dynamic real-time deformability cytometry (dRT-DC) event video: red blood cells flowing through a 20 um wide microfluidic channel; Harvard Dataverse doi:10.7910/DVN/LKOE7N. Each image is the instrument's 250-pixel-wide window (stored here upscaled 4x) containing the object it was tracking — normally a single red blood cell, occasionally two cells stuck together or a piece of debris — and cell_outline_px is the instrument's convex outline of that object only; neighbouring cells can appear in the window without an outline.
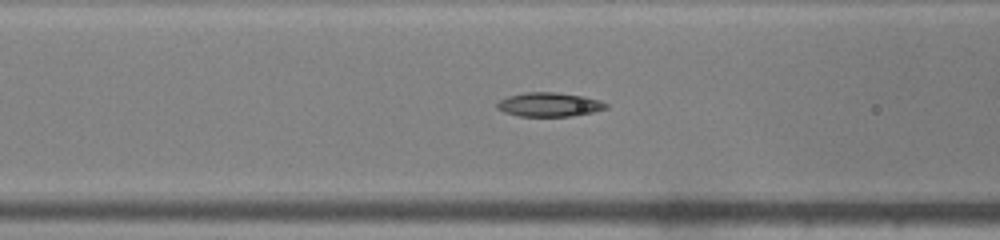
{"species": "common noctule bat (a hibernating species)", "species_latin": "Nyctalus noctula", "temperature_condition": "warm", "stored_images_in_passage": 37, "segment_of_instrument_passage": [1, 2], "camera_frame_rate_fps": 3000, "um_per_image_px": 0.085, "animal": {"sex": "male", "body_mass_g": 19.0, "forearm_length_mm": 50.8}, "frame": {"image": 1, "passage_image": 8, "time_ms": 2.333, "image_size_px": [1000, 240], "cell_outline_px": [[608, 108], [592, 112], [572, 116], [520, 116], [504, 112], [496, 108], [496, 104], [500, 100], [508, 96], [524, 92], [556, 92], [584, 96], [600, 100], [608, 104]], "centroid_in_image_um": [46.69, 8.88], "position_along_channel_um": 119.9, "area_um2": 15.32}}
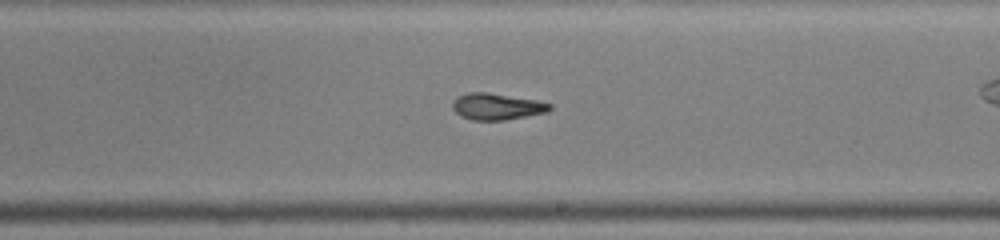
{"frame": {"image": 2, "passage_image": 17, "time_ms": 5.333, "image_size_px": [1000, 240], "cell_outline_px": [[552, 108], [548, 112], [504, 120], [472, 120], [460, 116], [452, 108], [452, 104], [456, 96], [468, 92], [488, 92], [536, 100], [552, 104]], "centroid_in_image_um": [42.21, 9.05], "position_along_channel_um": 246.8, "area_um2": 15.09}}
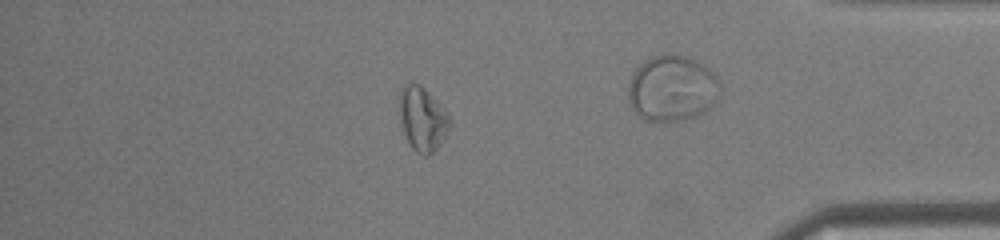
{"frame": {"image": 3, "passage_image": 30, "time_ms": 9.667, "image_size_px": [1000, 240], "cell_outline_px": [[452, 124], [440, 144], [428, 156], [424, 156], [416, 152], [412, 148], [400, 124], [400, 88], [408, 84], [420, 84], [428, 92], [452, 120]], "centroid_in_image_um": [35.91, 10.13], "position_along_channel_um": 399.3, "area_um2": 18.44}}